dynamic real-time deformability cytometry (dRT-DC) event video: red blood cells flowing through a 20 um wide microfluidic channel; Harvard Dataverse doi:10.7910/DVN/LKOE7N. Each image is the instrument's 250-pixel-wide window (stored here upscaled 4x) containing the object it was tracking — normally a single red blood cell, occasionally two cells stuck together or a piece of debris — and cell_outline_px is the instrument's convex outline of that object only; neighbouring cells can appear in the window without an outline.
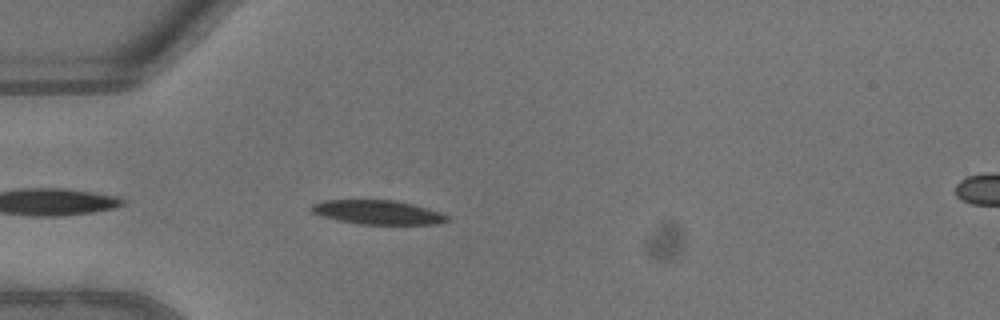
{"species": "common noctule bat (a hibernating species)", "species_latin": "Nyctalus noctula", "temperature_condition": "warm", "stored_images_in_passage": 23, "camera_frame_rate_fps": 3000, "um_per_image_px": 0.085, "animal": {"sex": "male", "body_mass_g": 13.3}, "frame": {"image": 1, "passage_image": 4, "time_ms": 1.0, "image_size_px": [1000, 320], "cell_outline_px": [[452, 220], [436, 224], [360, 224], [336, 220], [320, 216], [312, 212], [308, 208], [312, 204], [324, 200], [396, 200], [412, 204], [440, 212], [448, 216]], "centroid_in_image_um": [32.08, 18.04], "position_along_channel_um": 52.9, "area_um2": 19.19}}
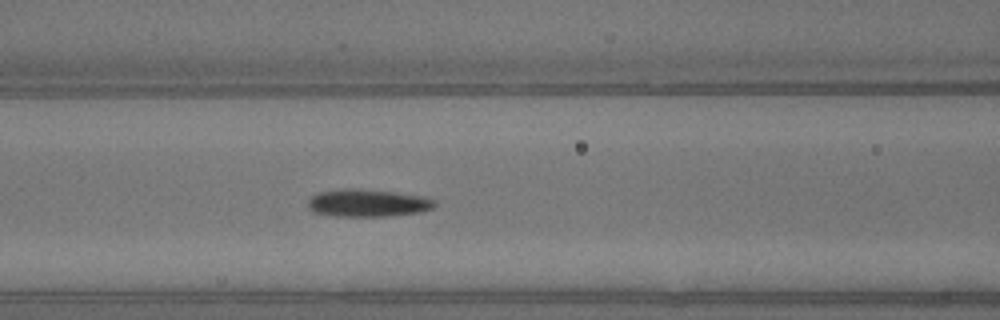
{"frame": {"image": 2, "passage_image": 10, "time_ms": 3.0, "image_size_px": [1000, 320], "cell_outline_px": [[436, 204], [432, 208], [420, 212], [388, 216], [332, 216], [312, 212], [308, 208], [308, 200], [312, 196], [320, 192], [340, 188], [360, 188], [396, 192], [428, 196], [436, 200]], "centroid_in_image_um": [31.27, 17.24], "position_along_channel_um": 135.3, "area_um2": 20.75}}
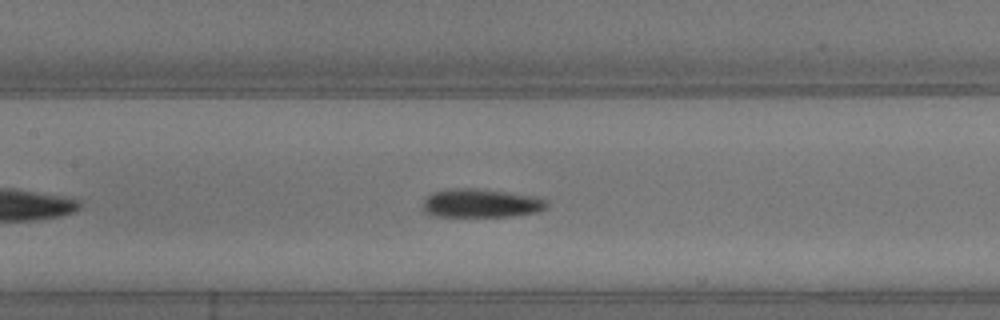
{"frame": {"image": 3, "passage_image": 12, "time_ms": 3.667, "image_size_px": [1000, 320], "cell_outline_px": [[548, 208], [536, 212], [512, 216], [436, 216], [424, 212], [420, 208], [420, 204], [432, 192], [452, 188], [472, 188], [536, 196], [548, 200]], "centroid_in_image_um": [40.86, 17.27], "position_along_channel_um": 166.5, "area_um2": 20.81}}